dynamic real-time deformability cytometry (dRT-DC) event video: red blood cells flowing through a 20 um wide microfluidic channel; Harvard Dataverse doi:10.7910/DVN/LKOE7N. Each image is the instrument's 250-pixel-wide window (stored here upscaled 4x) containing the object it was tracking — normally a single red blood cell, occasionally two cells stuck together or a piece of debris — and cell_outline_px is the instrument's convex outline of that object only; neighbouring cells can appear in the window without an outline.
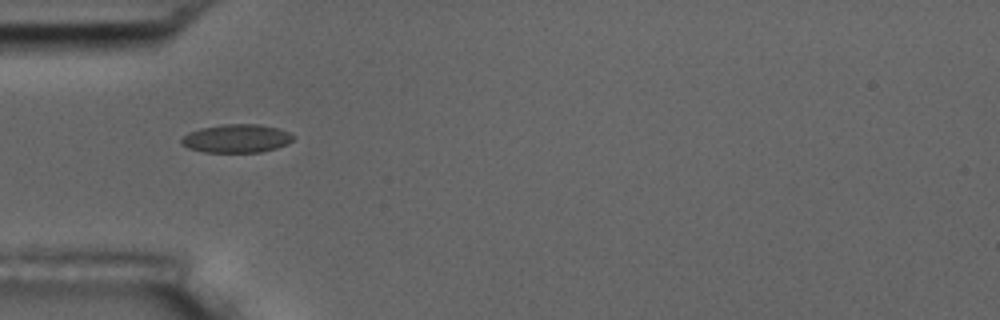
{"species": "common noctule bat (a hibernating species)", "species_latin": "Nyctalus noctula", "temperature_condition": "room temperature", "stored_images_in_passage": 6, "camera_frame_rate_fps": 3000, "um_per_image_px": 0.085, "animal": {"sex": "male", "body_mass_g": 17.5, "forearm_length_mm": 52.3}, "frame": {"image": 1, "passage_image": 6, "time_ms": 1.667, "image_size_px": [1000, 320], "cell_outline_px": [[296, 136], [288, 144], [276, 148], [260, 152], [204, 152], [188, 148], [180, 144], [180, 140], [188, 132], [200, 128], [224, 124], [256, 124], [280, 128]], "centroid_in_image_um": [20.11, 11.77], "position_along_channel_um": 64.9, "area_um2": 18.61}}